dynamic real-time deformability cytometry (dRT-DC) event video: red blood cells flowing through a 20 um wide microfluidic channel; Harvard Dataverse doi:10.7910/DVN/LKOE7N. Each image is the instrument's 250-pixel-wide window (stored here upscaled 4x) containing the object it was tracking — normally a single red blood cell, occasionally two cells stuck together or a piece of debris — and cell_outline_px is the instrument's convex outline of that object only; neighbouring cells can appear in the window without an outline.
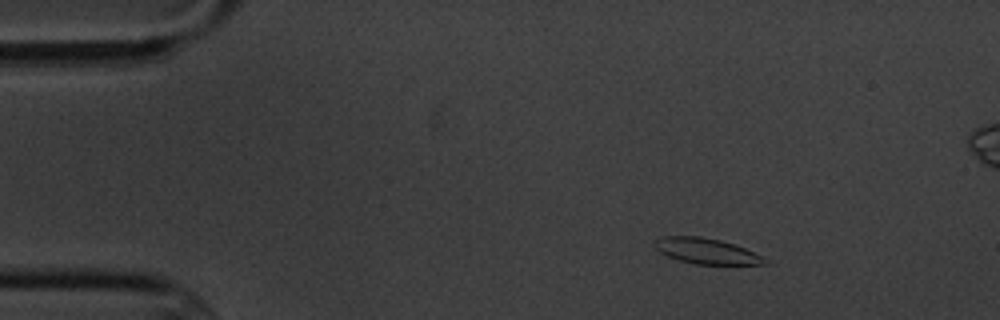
{"species": "common noctule bat (a hibernating species)", "species_latin": "Nyctalus noctula", "temperature_condition": "cold", "stored_images_in_passage": 5, "camera_frame_rate_fps": 3000, "um_per_image_px": 0.085, "animal": {"sex": "male", "body_mass_g": 20.1, "forearm_length_mm": 53.5}, "frame": {"image": 1, "passage_image": 2, "time_ms": 1.0, "image_size_px": [1000, 320], "cell_outline_px": [[768, 264], [692, 264], [668, 256], [660, 252], [652, 244], [652, 240], [660, 236], [700, 236], [720, 240], [744, 248], [764, 256], [768, 260]], "centroid_in_image_um": [60.01, 21.33], "position_along_channel_um": 25.0, "area_um2": 16.53}}